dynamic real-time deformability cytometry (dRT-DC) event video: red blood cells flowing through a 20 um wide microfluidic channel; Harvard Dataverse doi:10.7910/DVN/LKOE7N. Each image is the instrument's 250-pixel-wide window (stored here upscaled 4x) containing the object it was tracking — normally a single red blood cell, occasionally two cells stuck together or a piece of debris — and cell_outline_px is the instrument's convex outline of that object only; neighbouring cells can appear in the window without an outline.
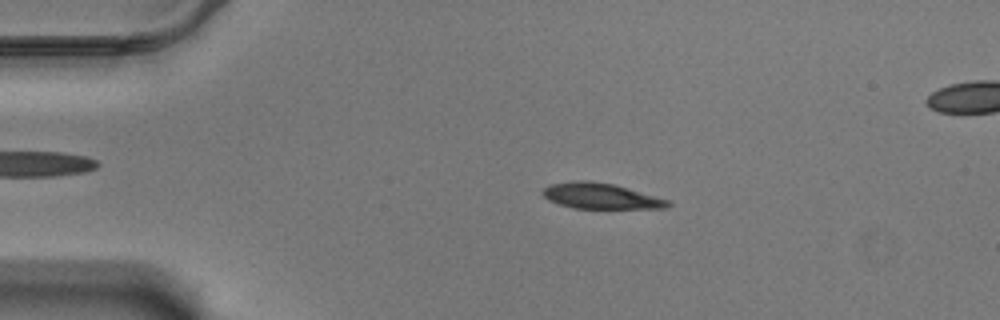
{"species": "Egyptian fruit bat (a non-hibernating species)", "species_latin": "Rousettus aegyptiacus", "temperature_condition": "warm", "stored_images_in_passage": 58, "camera_frame_rate_fps": 3000, "um_per_image_px": 0.085, "animal": {"sex": "male"}, "frame": {"image": 1, "passage_image": 11, "time_ms": 3.333, "image_size_px": [1000, 320], "cell_outline_px": [[672, 204], [664, 208], [572, 208], [548, 200], [540, 192], [548, 184], [576, 180], [588, 180], [612, 184], [628, 188], [668, 200]], "centroid_in_image_um": [51.0, 16.65], "position_along_channel_um": 34.0, "area_um2": 18.61}}
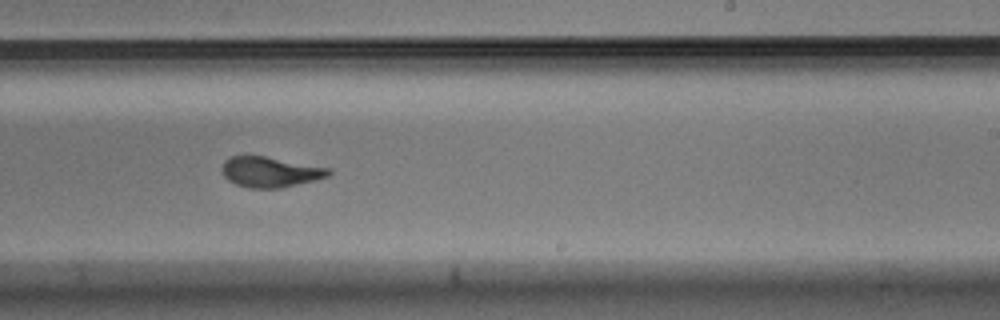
{"frame": {"image": 2, "passage_image": 35, "time_ms": 11.333, "image_size_px": [1000, 320], "cell_outline_px": [[332, 172], [328, 176], [280, 188], [248, 188], [236, 184], [228, 180], [224, 176], [224, 160], [232, 156], [264, 156], [332, 168]], "centroid_in_image_um": [22.99, 14.61], "position_along_channel_um": 266.0, "area_um2": 18.61}}
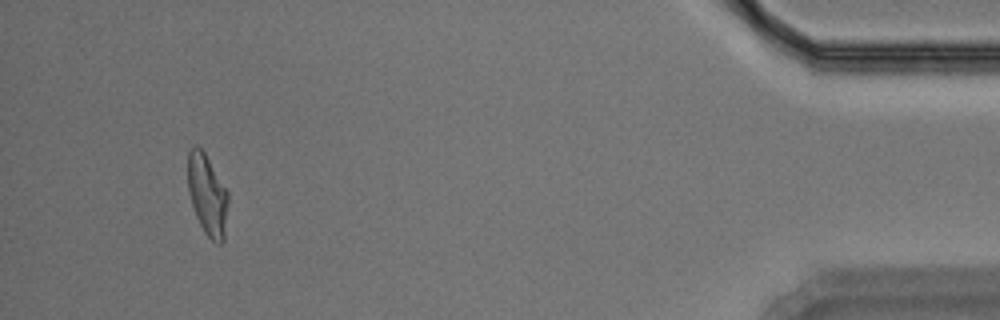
{"frame": {"image": 3, "passage_image": 54, "time_ms": 17.667, "image_size_px": [1000, 320], "cell_outline_px": [[228, 200], [224, 240], [220, 244], [216, 244], [204, 232], [196, 216], [192, 204], [188, 188], [188, 152], [196, 144], [204, 152], [228, 192]], "centroid_in_image_um": [17.63, 16.58], "position_along_channel_um": 417.6, "area_um2": 18.79}}